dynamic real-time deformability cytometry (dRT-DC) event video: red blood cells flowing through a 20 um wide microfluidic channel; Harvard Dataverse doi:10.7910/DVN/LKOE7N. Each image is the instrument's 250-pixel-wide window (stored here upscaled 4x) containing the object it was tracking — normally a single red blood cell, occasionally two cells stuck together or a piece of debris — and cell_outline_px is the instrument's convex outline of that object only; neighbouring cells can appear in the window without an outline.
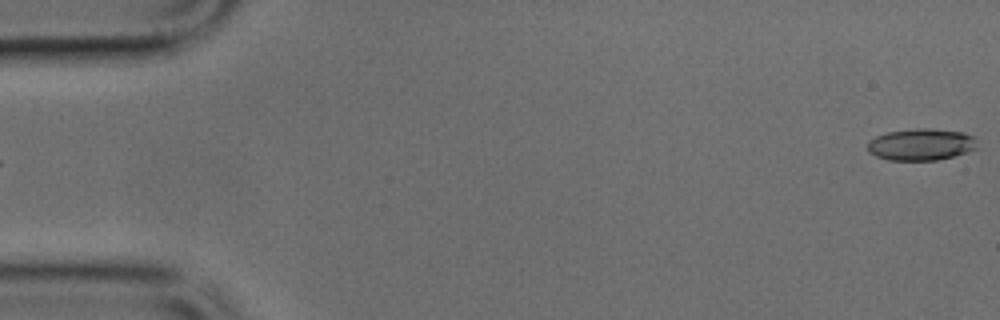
{"species": "common noctule bat (a hibernating species)", "species_latin": "Nyctalus noctula", "temperature_condition": "cold", "stored_images_in_passage": 5, "segment_of_instrument_passage": [2, 2], "camera_frame_rate_fps": 3000, "um_per_image_px": 0.085, "animal": {"sex": "male", "body_mass_g": 17.9, "forearm_length_mm": 54.2}, "frame": {"image": 1, "passage_image": 5, "time_ms": 1.333, "image_size_px": [1000, 320], "cell_outline_px": [[976, 148], [952, 156], [936, 160], [888, 160], [876, 156], [868, 152], [868, 140], [876, 136], [888, 132], [916, 128], [928, 128], [964, 132], [972, 136], [976, 140]], "centroid_in_image_um": [78.25, 12.27], "position_along_channel_um": 6.8, "area_um2": 20.17}}